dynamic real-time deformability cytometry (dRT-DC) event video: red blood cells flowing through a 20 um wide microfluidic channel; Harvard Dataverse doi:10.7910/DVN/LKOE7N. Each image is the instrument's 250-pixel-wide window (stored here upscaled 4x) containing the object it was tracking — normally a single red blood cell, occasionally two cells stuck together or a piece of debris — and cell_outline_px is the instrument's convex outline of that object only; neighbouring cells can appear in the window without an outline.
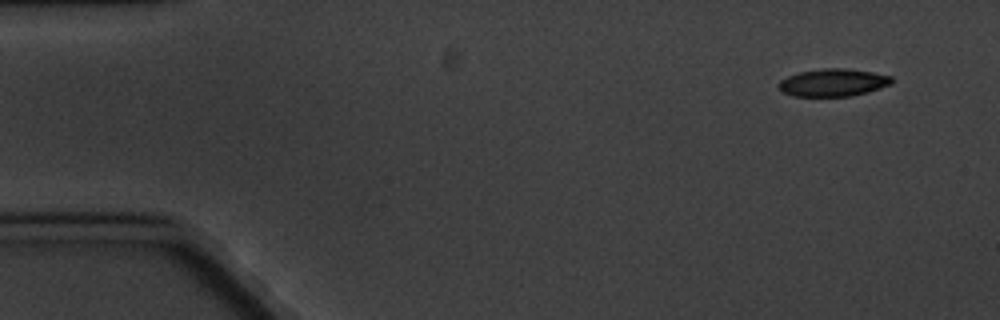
{"species": "common noctule bat (a hibernating species)", "species_latin": "Nyctalus noctula", "temperature_condition": "cold", "stored_images_in_passage": 10, "camera_frame_rate_fps": 3000, "um_per_image_px": 0.085, "animal": {"sex": "male", "body_mass_g": 20.1, "forearm_length_mm": 53.5}, "frame": {"image": 1, "passage_image": 1, "time_ms": 0.0, "image_size_px": [1000, 320], "cell_outline_px": [[892, 84], [868, 92], [852, 96], [792, 96], [784, 92], [776, 84], [780, 80], [788, 76], [800, 72], [824, 68], [844, 68], [872, 72], [892, 76]], "centroid_in_image_um": [70.82, 7.02], "position_along_channel_um": 14.2, "area_um2": 18.15}}
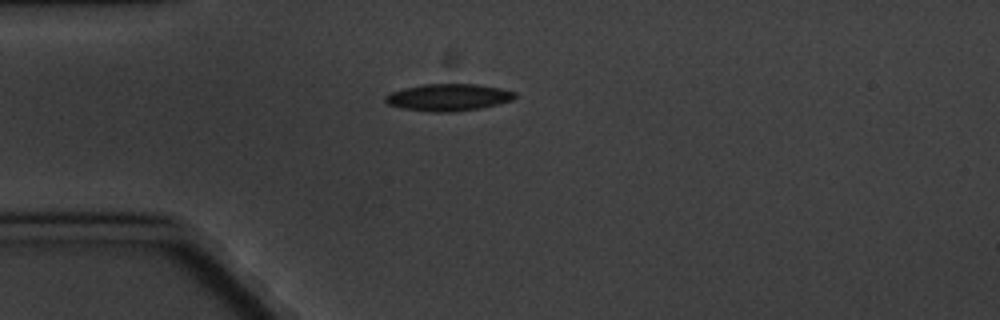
{"frame": {"image": 2, "passage_image": 4, "time_ms": 3.667, "image_size_px": [1000, 320], "cell_outline_px": [[516, 96], [512, 100], [480, 108], [452, 112], [432, 112], [404, 108], [388, 104], [384, 100], [384, 96], [392, 92], [404, 88], [424, 84], [476, 84], [500, 88], [516, 92]], "centroid_in_image_um": [38.11, 8.27], "position_along_channel_um": 46.9, "area_um2": 20.23}}